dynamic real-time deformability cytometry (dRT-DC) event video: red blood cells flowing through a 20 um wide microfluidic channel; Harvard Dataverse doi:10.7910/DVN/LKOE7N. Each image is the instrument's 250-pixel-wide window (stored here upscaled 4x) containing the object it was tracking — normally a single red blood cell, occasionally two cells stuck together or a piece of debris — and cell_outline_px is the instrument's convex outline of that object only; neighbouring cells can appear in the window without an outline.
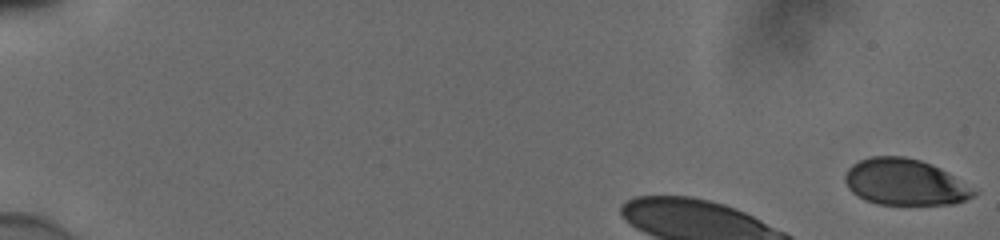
{"species": "human", "species_latin": "Homo sapiens", "temperature_condition": "cold", "stored_images_in_passage": 11, "camera_frame_rate_fps": 3000, "um_per_image_px": 0.085, "donor": {"sex": "male"}, "frame": {"image": 1, "passage_image": 1, "time_ms": 0.0, "image_size_px": [1000, 240], "cell_outline_px": [[980, 192], [976, 196], [952, 204], [876, 204], [864, 200], [856, 196], [848, 188], [844, 180], [844, 176], [848, 168], [852, 164], [860, 160], [872, 156], [904, 156], [920, 160], [932, 164], [948, 172]], "centroid_in_image_um": [76.92, 15.48], "position_along_channel_um": 8.1, "area_um2": 34.97}}